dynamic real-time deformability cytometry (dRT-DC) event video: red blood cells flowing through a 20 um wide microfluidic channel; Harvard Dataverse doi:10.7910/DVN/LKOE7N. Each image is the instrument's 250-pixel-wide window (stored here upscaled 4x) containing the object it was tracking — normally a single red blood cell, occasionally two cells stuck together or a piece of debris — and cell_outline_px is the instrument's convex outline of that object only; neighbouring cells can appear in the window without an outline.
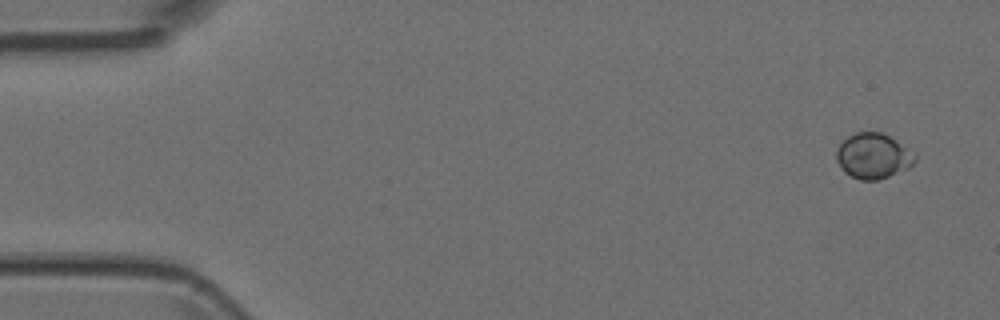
{"species": "Egyptian fruit bat (a non-hibernating species)", "species_latin": "Rousettus aegyptiacus", "temperature_condition": "room temperature", "stored_images_in_passage": 4, "camera_frame_rate_fps": 3000, "um_per_image_px": 0.085, "animal": {"sex": "female"}, "frame": {"image": 1, "passage_image": 1, "time_ms": 0.0, "image_size_px": [1000, 320], "cell_outline_px": [[916, 160], [908, 168], [888, 176], [876, 180], [860, 180], [844, 172], [836, 160], [836, 152], [840, 144], [848, 136], [856, 132], [880, 132], [896, 140], [916, 152]], "centroid_in_image_um": [74.23, 13.25], "position_along_channel_um": 10.8, "area_um2": 20.69}}
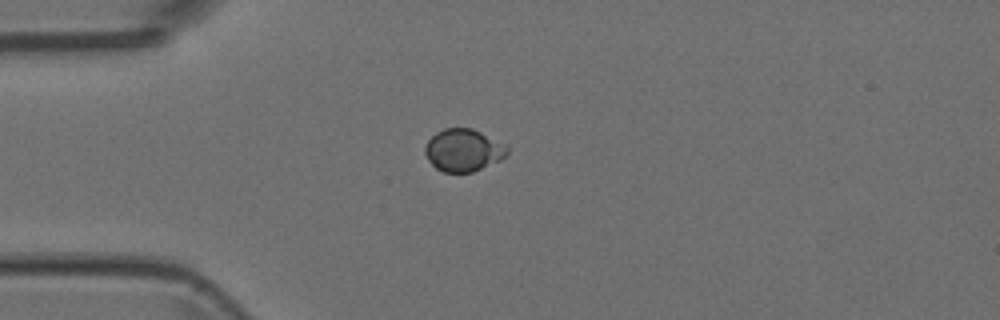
{"frame": {"image": 2, "passage_image": 4, "time_ms": 1.0, "image_size_px": [1000, 320], "cell_outline_px": [[508, 152], [500, 160], [472, 172], [444, 172], [436, 168], [428, 160], [424, 152], [424, 148], [428, 140], [436, 132], [444, 128], [472, 128], [504, 144], [508, 148]], "centroid_in_image_um": [39.35, 12.76], "position_along_channel_um": 45.6, "area_um2": 20.11}}